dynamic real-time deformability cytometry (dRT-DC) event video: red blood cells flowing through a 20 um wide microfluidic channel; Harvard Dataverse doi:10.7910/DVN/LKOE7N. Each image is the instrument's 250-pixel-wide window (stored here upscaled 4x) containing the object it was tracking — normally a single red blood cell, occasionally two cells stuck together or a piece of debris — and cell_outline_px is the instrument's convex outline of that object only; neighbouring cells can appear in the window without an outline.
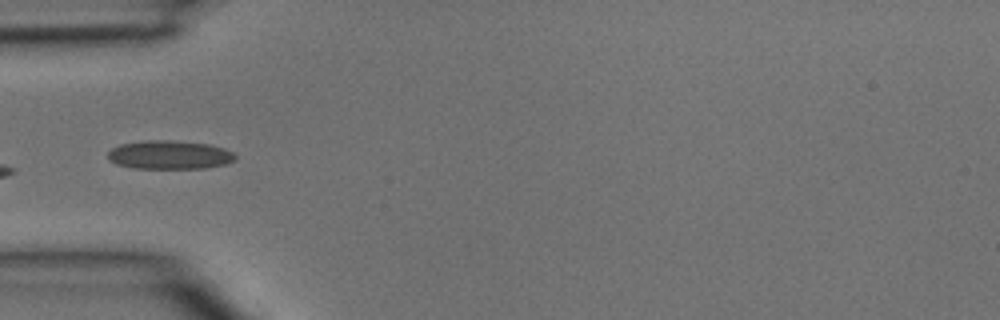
{"species": "common noctule bat (a hibernating species)", "species_latin": "Nyctalus noctula", "temperature_condition": "room temperature", "stored_images_in_passage": 5, "camera_frame_rate_fps": 3000, "um_per_image_px": 0.085, "animal": {"sex": "male", "body_mass_g": 15.6}, "frame": {"image": 1, "passage_image": 4, "time_ms": 1.0, "image_size_px": [1000, 320], "cell_outline_px": [[236, 160], [224, 164], [204, 168], [136, 168], [116, 164], [108, 160], [108, 152], [112, 148], [120, 144], [144, 140], [172, 140], [208, 144], [224, 148], [232, 152], [236, 156]], "centroid_in_image_um": [14.39, 13.15], "position_along_channel_um": 70.6, "area_um2": 21.27}}
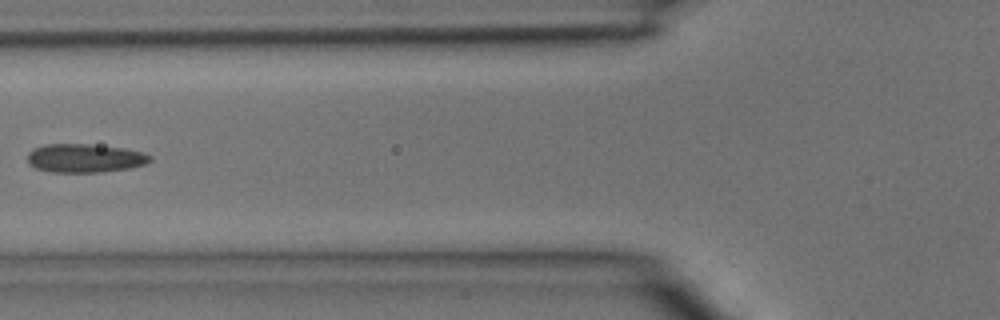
{"frame": {"image": 2, "passage_image": 5, "time_ms": 1.333, "image_size_px": [1000, 320], "cell_outline_px": [[152, 160], [144, 164], [132, 168], [100, 172], [52, 172], [36, 168], [28, 164], [28, 152], [32, 148], [44, 144], [88, 144], [124, 148], [140, 152], [152, 156]], "centroid_in_image_um": [7.19, 13.44], "position_along_channel_um": 118.6, "area_um2": 20.52}}